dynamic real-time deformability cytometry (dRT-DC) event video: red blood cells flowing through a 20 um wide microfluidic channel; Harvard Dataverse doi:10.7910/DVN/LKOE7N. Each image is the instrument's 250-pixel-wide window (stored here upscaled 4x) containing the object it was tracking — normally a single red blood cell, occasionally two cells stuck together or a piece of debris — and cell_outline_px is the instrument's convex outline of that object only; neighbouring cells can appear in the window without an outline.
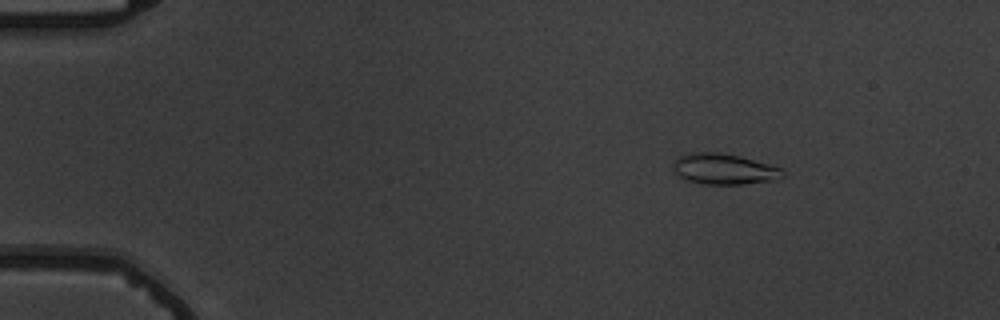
{"species": "common noctule bat (a hibernating species)", "species_latin": "Nyctalus noctula", "temperature_condition": "warm", "stored_images_in_passage": 7, "camera_frame_rate_fps": 3000, "um_per_image_px": 0.085, "animal": {"sex": "male", "body_mass_g": 19.5, "forearm_length_mm": 54.6}, "frame": {"image": 1, "passage_image": 3, "time_ms": 2.333, "image_size_px": [1000, 320], "cell_outline_px": [[784, 176], [776, 180], [744, 184], [704, 184], [688, 180], [680, 176], [672, 168], [676, 160], [680, 156], [688, 152], [720, 152], [740, 156], [768, 164], [780, 168], [784, 172]], "centroid_in_image_um": [61.56, 14.36], "position_along_channel_um": 23.4, "area_um2": 19.54}}
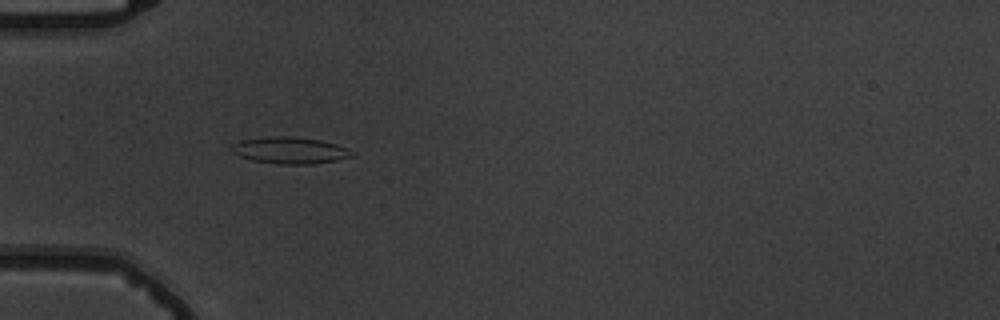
{"frame": {"image": 2, "passage_image": 6, "time_ms": 5.667, "image_size_px": [1000, 320], "cell_outline_px": [[356, 156], [336, 160], [312, 164], [276, 164], [252, 160], [240, 156], [232, 152], [232, 144], [240, 140], [272, 136], [296, 136], [320, 140], [336, 144], [348, 148], [356, 152]], "centroid_in_image_um": [24.69, 12.78], "position_along_channel_um": 60.3, "area_um2": 18.9}}